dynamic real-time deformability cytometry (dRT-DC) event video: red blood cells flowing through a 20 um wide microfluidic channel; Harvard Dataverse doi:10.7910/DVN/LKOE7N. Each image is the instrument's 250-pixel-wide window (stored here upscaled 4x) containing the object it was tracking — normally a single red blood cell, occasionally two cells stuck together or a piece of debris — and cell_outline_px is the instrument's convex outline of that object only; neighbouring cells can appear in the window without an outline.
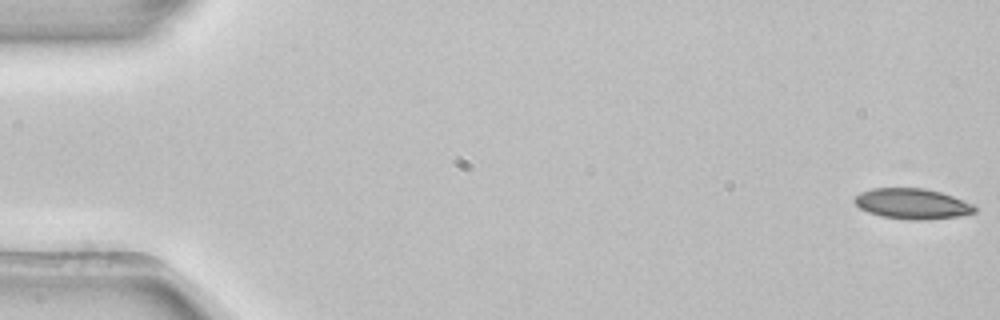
{"species": "common noctule bat (a hibernating species)", "species_latin": "Nyctalus noctula", "temperature_condition": "room temperature", "stored_images_in_passage": 5, "camera_frame_rate_fps": 3000, "um_per_image_px": 0.085, "animal": {"sex": "female", "body_mass_g": 22.7, "forearm_length_mm": 54.2}, "frame": {"image": 1, "passage_image": 1, "time_ms": 0.0, "image_size_px": [1000, 320], "cell_outline_px": [[976, 212], [960, 216], [924, 220], [908, 220], [880, 216], [868, 212], [860, 208], [852, 200], [860, 192], [872, 188], [924, 188], [940, 192], [952, 196], [972, 204], [976, 208]], "centroid_in_image_um": [77.52, 17.32], "position_along_channel_um": 7.5, "area_um2": 21.39}}